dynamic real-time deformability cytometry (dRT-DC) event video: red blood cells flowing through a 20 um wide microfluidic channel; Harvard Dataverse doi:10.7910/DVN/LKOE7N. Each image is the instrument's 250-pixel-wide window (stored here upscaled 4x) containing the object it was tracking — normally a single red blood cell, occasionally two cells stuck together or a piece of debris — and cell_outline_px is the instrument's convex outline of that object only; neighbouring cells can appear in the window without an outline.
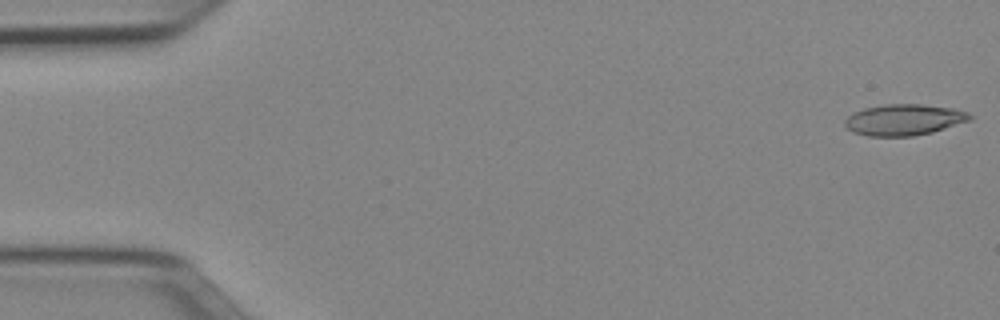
{"species": "Egyptian fruit bat (a non-hibernating species)", "species_latin": "Rousettus aegyptiacus", "temperature_condition": "cold", "stored_images_in_passage": 10, "camera_frame_rate_fps": 3000, "um_per_image_px": 0.085, "animal": {"sex": "female"}, "frame": {"image": 1, "passage_image": 1, "time_ms": 0.0, "image_size_px": [1000, 320], "cell_outline_px": [[972, 120], [932, 132], [912, 136], [868, 136], [852, 132], [844, 124], [844, 120], [848, 116], [864, 108], [888, 104], [920, 104], [952, 108], [968, 112], [972, 116]], "centroid_in_image_um": [76.85, 10.18], "position_along_channel_um": 8.1, "area_um2": 22.6}}